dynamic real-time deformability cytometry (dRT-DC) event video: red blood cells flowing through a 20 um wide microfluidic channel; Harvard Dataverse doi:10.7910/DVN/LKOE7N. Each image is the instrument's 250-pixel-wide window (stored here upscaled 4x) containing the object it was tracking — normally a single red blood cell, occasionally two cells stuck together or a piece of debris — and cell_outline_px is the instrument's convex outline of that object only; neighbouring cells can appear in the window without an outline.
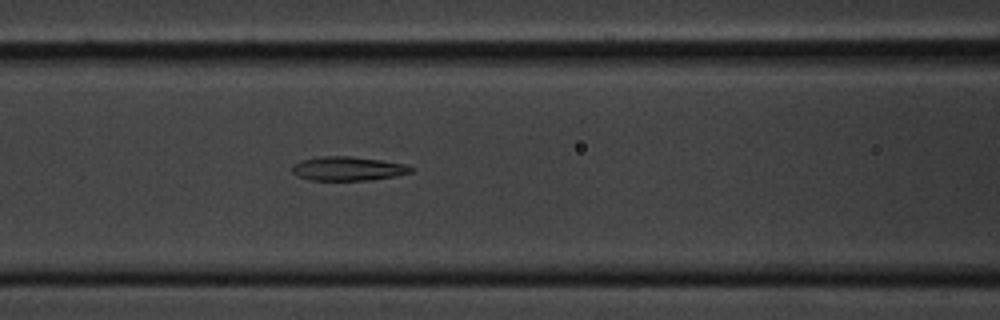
{"species": "common noctule bat (a hibernating species)", "species_latin": "Nyctalus noctula", "temperature_condition": "cold", "stored_images_in_passage": 42, "camera_frame_rate_fps": 3000, "um_per_image_px": 0.085, "animal": {"sex": "male", "body_mass_g": 20.1, "forearm_length_mm": 53.5}, "frame": {"image": 1, "passage_image": 15, "time_ms": 4.667, "image_size_px": [1000, 320], "cell_outline_px": [[416, 168], [412, 172], [396, 176], [372, 180], [308, 180], [296, 176], [292, 172], [292, 164], [300, 160], [316, 156], [348, 156], [380, 160], [408, 164]], "centroid_in_image_um": [29.57, 14.33], "position_along_channel_um": 137.0, "area_um2": 16.99}}
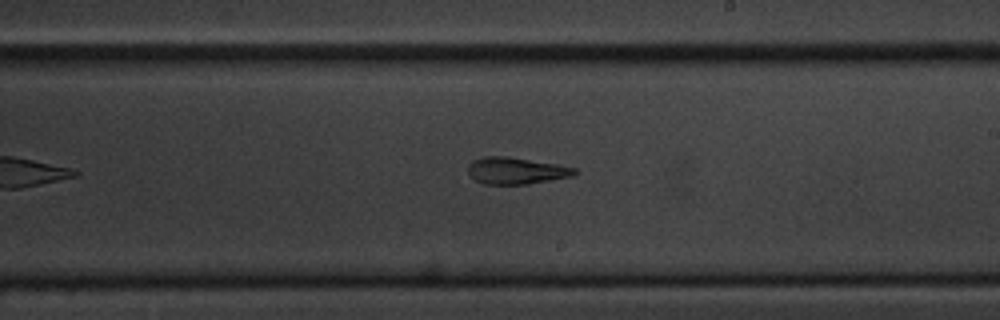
{"frame": {"image": 2, "passage_image": 24, "time_ms": 7.667, "image_size_px": [1000, 320], "cell_outline_px": [[576, 172], [572, 176], [552, 180], [528, 184], [484, 184], [476, 180], [468, 172], [468, 164], [472, 160], [484, 156], [508, 156], [556, 164], [576, 168]], "centroid_in_image_um": [43.85, 14.5], "position_along_channel_um": 245.2, "area_um2": 16.59}}
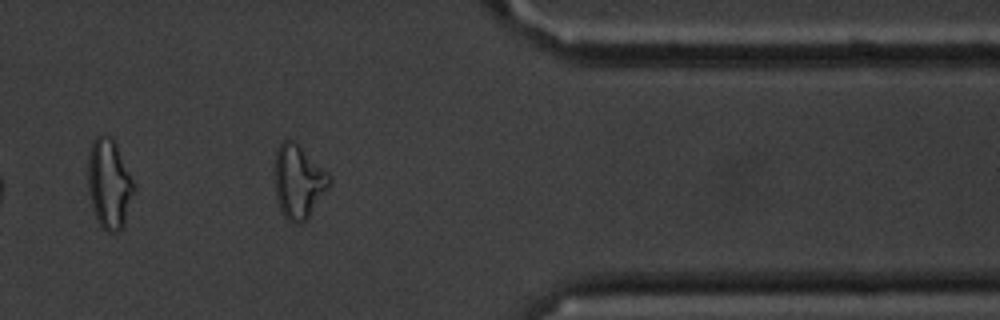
{"frame": {"image": 3, "passage_image": 37, "time_ms": 12.0, "image_size_px": [1000, 320], "cell_outline_px": [[332, 184], [308, 216], [300, 224], [292, 224], [284, 216], [276, 200], [276, 148], [284, 140], [292, 140], [328, 172], [332, 176]], "centroid_in_image_um": [25.39, 15.46], "position_along_channel_um": 386.0, "area_um2": 23.06}, "authors_computed_cell_mechanics": {"area_um2": 17.3111, "velocity_mm_per_s": 3.6081, "shape_relaxation_time_tau1_ms": 6.4648, "shape_relaxation_time_tau2_ms": 5.1053, "deformation_change_tau1": 0.1743, "deformation_change_tau2": 0.1668}}